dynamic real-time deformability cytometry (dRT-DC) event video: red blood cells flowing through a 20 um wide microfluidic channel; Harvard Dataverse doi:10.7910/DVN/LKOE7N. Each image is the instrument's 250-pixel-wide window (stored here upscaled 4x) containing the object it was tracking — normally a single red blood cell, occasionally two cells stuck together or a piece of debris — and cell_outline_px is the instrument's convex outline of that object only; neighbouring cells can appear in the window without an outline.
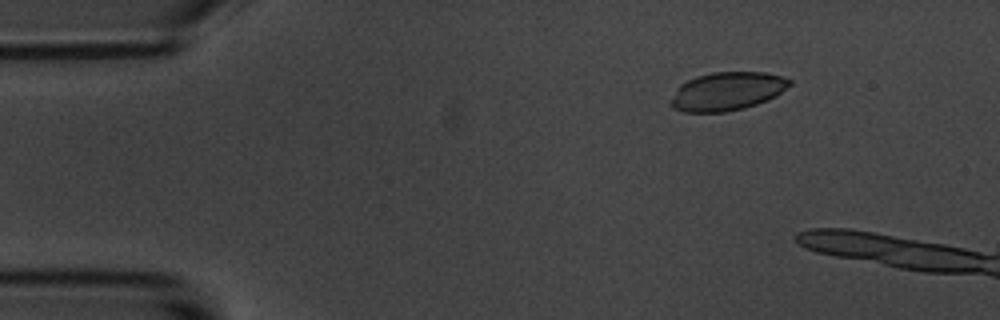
{"species": "common noctule bat (a hibernating species)", "species_latin": "Nyctalus noctula", "temperature_condition": "room temperature", "stored_images_in_passage": 13, "camera_frame_rate_fps": 3000, "um_per_image_px": 0.085, "animal": {"sex": "male", "body_mass_g": 20.1, "forearm_length_mm": 53.5}, "frame": {"image": 1, "passage_image": 4, "time_ms": 1.0, "image_size_px": [1000, 320], "cell_outline_px": [[792, 84], [776, 96], [768, 100], [744, 108], [724, 112], [684, 112], [672, 108], [668, 104], [668, 100], [676, 88], [680, 84], [696, 76], [712, 72], [764, 72], [784, 76], [792, 80]], "centroid_in_image_um": [61.78, 7.76], "position_along_channel_um": 23.2, "area_um2": 26.99}}